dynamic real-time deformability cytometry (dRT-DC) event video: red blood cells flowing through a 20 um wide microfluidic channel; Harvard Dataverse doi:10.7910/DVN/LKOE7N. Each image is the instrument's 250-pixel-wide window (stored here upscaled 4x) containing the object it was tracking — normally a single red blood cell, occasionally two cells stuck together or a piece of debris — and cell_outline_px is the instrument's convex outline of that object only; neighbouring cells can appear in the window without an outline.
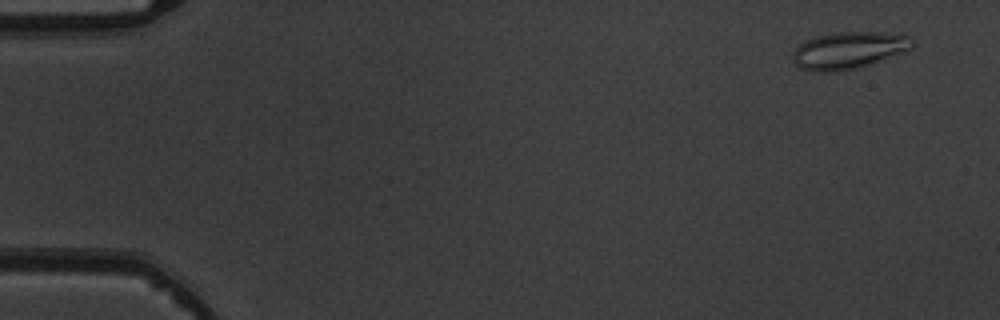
{"species": "common noctule bat (a hibernating species)", "species_latin": "Nyctalus noctula", "temperature_condition": "warm", "stored_images_in_passage": 5, "camera_frame_rate_fps": 3000, "um_per_image_px": 0.085, "animal": {"sex": "male", "body_mass_g": 19.5, "forearm_length_mm": 54.6}, "frame": {"image": 1, "passage_image": 1, "time_ms": 0.0, "image_size_px": [1000, 320], "cell_outline_px": [[916, 44], [912, 48], [904, 52], [868, 64], [852, 68], [832, 72], [816, 72], [800, 68], [792, 60], [792, 52], [804, 40], [816, 36], [836, 32], [900, 32], [912, 36]], "centroid_in_image_um": [72.18, 4.24], "position_along_channel_um": 12.8, "area_um2": 26.07}}
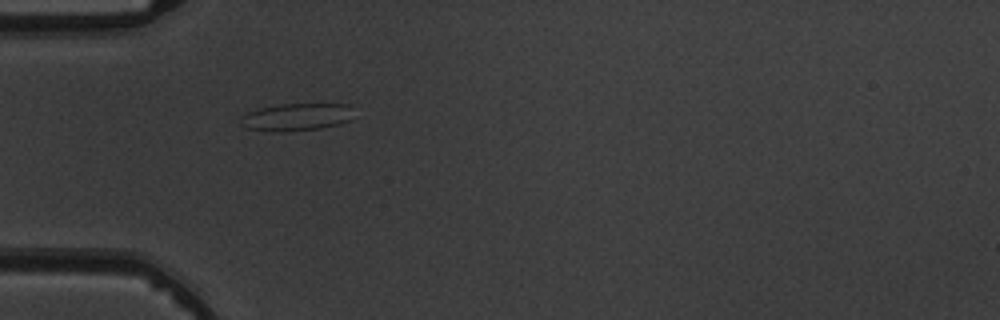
{"frame": {"image": 2, "passage_image": 4, "time_ms": 4.333, "image_size_px": [1000, 320], "cell_outline_px": [[352, 120], [340, 124], [320, 128], [280, 132], [248, 128], [240, 124], [240, 116], [256, 108], [280, 104], [352, 104]], "centroid_in_image_um": [25.22, 9.93], "position_along_channel_um": 59.8, "area_um2": 18.26}}
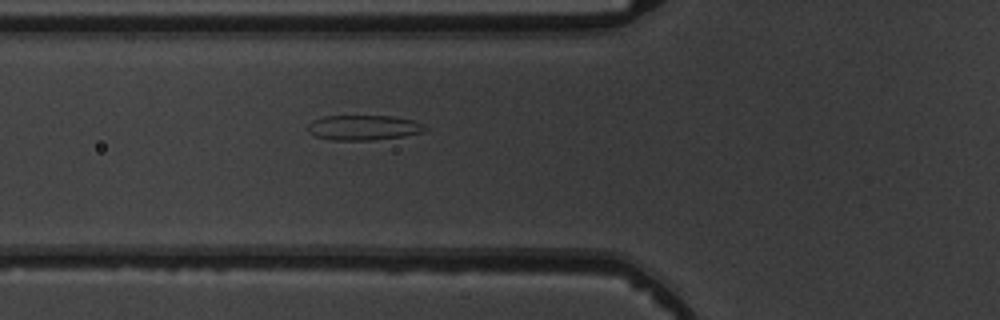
{"frame": {"image": 3, "passage_image": 5, "time_ms": 5.333, "image_size_px": [1000, 320], "cell_outline_px": [[428, 128], [424, 132], [404, 136], [372, 140], [332, 140], [316, 136], [308, 132], [308, 124], [312, 120], [324, 116], [392, 116], [416, 120], [424, 124]], "centroid_in_image_um": [30.94, 10.84], "position_along_channel_um": 94.9, "area_um2": 17.28}}